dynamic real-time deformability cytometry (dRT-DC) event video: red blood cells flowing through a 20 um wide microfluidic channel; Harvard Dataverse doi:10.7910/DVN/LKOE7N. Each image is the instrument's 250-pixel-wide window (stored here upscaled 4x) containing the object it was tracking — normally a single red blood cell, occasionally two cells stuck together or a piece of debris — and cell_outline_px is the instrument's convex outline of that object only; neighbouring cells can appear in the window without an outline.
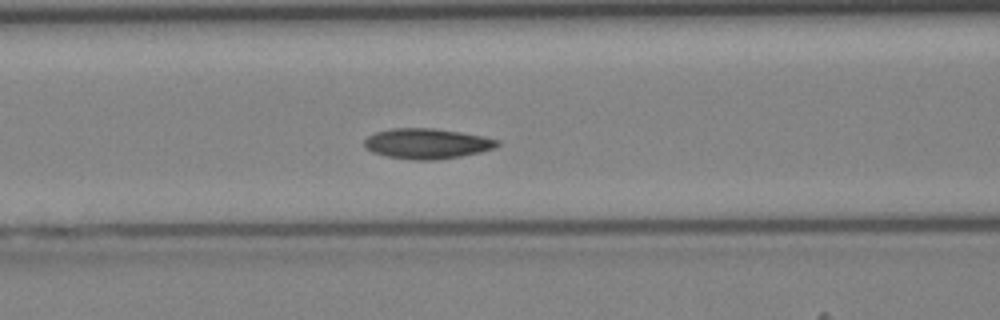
{"species": "Egyptian fruit bat (a non-hibernating species)", "species_latin": "Rousettus aegyptiacus", "temperature_condition": "cold", "stored_images_in_passage": 38, "camera_frame_rate_fps": 3000, "um_per_image_px": 0.085, "animal": {"sex": "female"}, "frame": {"image": 1, "passage_image": 13, "time_ms": 4.0, "image_size_px": [1000, 320], "cell_outline_px": [[500, 144], [496, 148], [480, 152], [460, 156], [432, 160], [412, 160], [388, 156], [372, 152], [364, 148], [364, 140], [368, 136], [376, 132], [392, 128], [432, 128], [460, 132], [484, 136], [500, 140]], "centroid_in_image_um": [36.3, 12.2], "position_along_channel_um": 130.3, "area_um2": 23.52}}
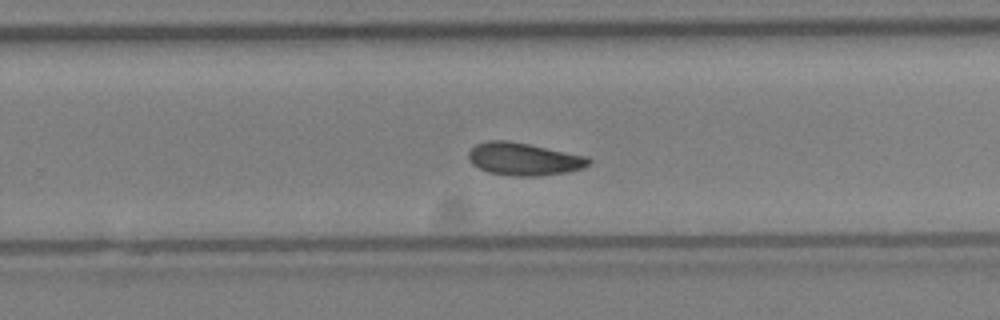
{"frame": {"image": 2, "passage_image": 23, "time_ms": 7.333, "image_size_px": [1000, 320], "cell_outline_px": [[592, 160], [584, 168], [568, 172], [540, 176], [512, 176], [488, 172], [472, 164], [468, 160], [468, 152], [476, 144], [488, 140], [504, 140], [528, 144], [588, 156]], "centroid_in_image_um": [44.53, 13.52], "position_along_channel_um": 285.3, "area_um2": 22.95}}
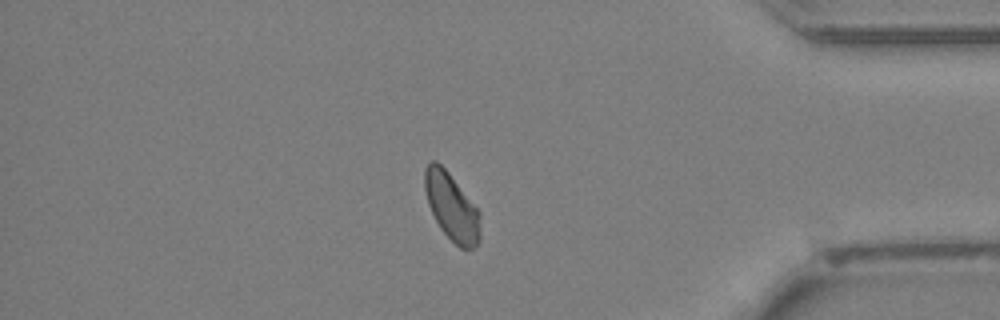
{"frame": {"image": 3, "passage_image": 32, "time_ms": 10.333, "image_size_px": [1000, 320], "cell_outline_px": [[480, 240], [472, 248], [460, 248], [440, 228], [428, 204], [424, 188], [424, 168], [432, 160], [436, 160], [448, 172], [480, 212]], "centroid_in_image_um": [38.38, 17.56], "position_along_channel_um": 396.8, "area_um2": 21.5}}